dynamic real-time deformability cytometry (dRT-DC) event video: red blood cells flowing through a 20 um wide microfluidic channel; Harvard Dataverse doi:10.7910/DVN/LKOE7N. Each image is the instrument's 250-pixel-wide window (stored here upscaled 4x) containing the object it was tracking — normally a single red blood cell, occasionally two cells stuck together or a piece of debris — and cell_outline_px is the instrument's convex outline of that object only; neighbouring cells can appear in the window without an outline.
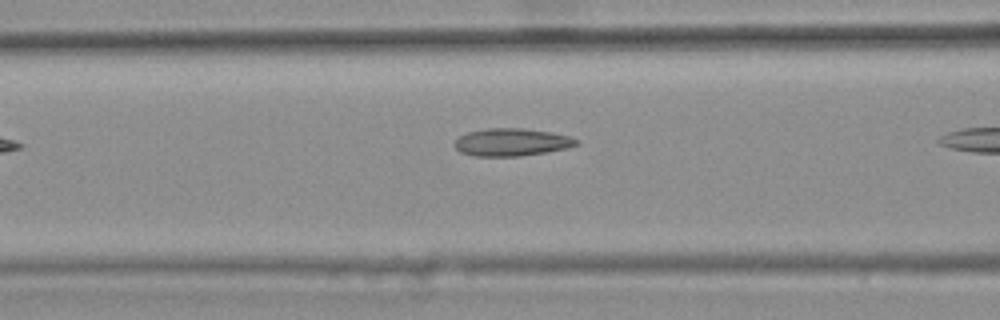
{"species": "common noctule bat (a hibernating species)", "species_latin": "Nyctalus noctula", "temperature_condition": "warm", "stored_images_in_passage": 7, "camera_frame_rate_fps": 3000, "um_per_image_px": 0.085, "animal": {"sex": "female", "body_mass_g": 25.1}, "frame": {"image": 1, "passage_image": 6, "time_ms": 1.667, "image_size_px": [1000, 320], "cell_outline_px": [[580, 144], [568, 148], [520, 156], [472, 156], [460, 152], [452, 144], [460, 136], [468, 132], [488, 128], [524, 128], [552, 132], [568, 136], [580, 140]], "centroid_in_image_um": [43.5, 12.08], "position_along_channel_um": 123.1, "area_um2": 19.71}}